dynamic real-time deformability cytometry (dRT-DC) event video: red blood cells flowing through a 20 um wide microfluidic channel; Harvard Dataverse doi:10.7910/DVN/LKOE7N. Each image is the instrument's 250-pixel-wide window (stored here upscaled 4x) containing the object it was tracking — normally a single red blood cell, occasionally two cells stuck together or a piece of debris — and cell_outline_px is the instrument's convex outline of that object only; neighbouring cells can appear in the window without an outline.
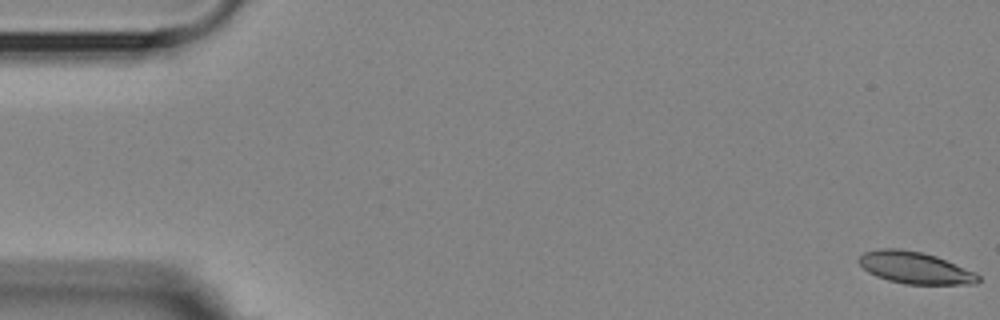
{"species": "Egyptian fruit bat (a non-hibernating species)", "species_latin": "Rousettus aegyptiacus", "temperature_condition": "room temperature", "stored_images_in_passage": 5, "camera_frame_rate_fps": 3000, "um_per_image_px": 0.085, "animal": {"sex": "female"}, "frame": {"image": 1, "passage_image": 1, "time_ms": 0.0, "image_size_px": [1000, 320], "cell_outline_px": [[980, 280], [976, 284], [904, 284], [888, 280], [876, 276], [868, 272], [860, 264], [860, 256], [864, 252], [880, 248], [896, 248], [920, 252], [936, 256], [976, 272], [980, 276]], "centroid_in_image_um": [77.8, 22.77], "position_along_channel_um": 7.2, "area_um2": 22.08}}